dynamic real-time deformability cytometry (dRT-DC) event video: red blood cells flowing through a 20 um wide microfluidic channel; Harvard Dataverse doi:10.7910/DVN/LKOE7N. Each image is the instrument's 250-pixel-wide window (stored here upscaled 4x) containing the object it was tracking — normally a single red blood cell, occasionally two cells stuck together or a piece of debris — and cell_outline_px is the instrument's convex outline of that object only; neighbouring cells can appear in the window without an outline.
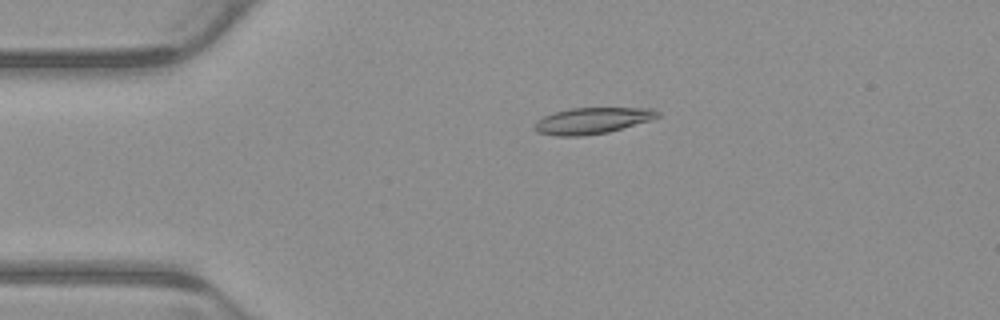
{"species": "common noctule bat (a hibernating species)", "species_latin": "Nyctalus noctula", "temperature_condition": "warm", "stored_images_in_passage": 4, "camera_frame_rate_fps": 3000, "um_per_image_px": 0.085, "animal": {"sex": "male", "body_mass_g": 23.1, "forearm_length_mm": 52.7}, "frame": {"image": 1, "passage_image": 3, "time_ms": 0.667, "image_size_px": [1000, 320], "cell_outline_px": [[660, 116], [652, 120], [608, 132], [580, 136], [556, 136], [536, 132], [532, 128], [536, 120], [544, 116], [556, 112], [572, 108], [652, 108], [660, 112]], "centroid_in_image_um": [50.33, 10.26], "position_along_channel_um": 34.7, "area_um2": 18.9}}
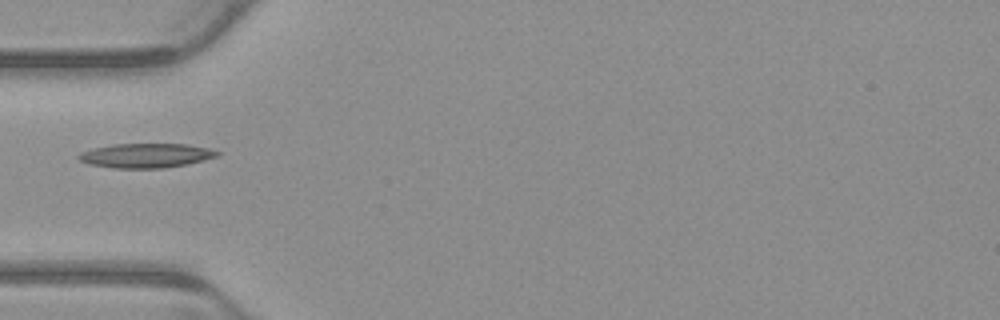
{"frame": {"image": 2, "passage_image": 4, "time_ms": 1.0, "image_size_px": [1000, 320], "cell_outline_px": [[220, 156], [204, 160], [164, 168], [112, 168], [88, 164], [80, 160], [76, 156], [80, 152], [92, 148], [112, 144], [188, 144], [208, 148], [220, 152]], "centroid_in_image_um": [12.38, 13.22], "position_along_channel_um": 72.6, "area_um2": 19.77}}